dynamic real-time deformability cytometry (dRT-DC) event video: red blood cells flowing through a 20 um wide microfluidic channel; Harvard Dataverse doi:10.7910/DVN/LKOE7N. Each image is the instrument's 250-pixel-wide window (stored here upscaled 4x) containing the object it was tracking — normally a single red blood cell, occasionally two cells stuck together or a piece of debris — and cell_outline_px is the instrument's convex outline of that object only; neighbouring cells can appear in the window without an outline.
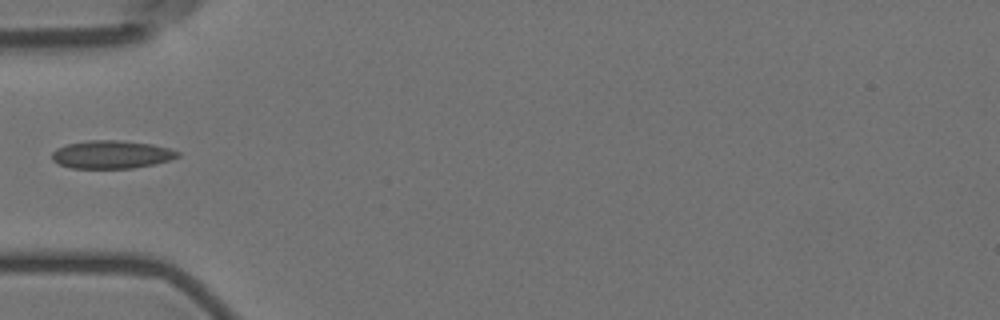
{"species": "Egyptian fruit bat (a non-hibernating species)", "species_latin": "Rousettus aegyptiacus", "temperature_condition": "room temperature", "stored_images_in_passage": 5, "camera_frame_rate_fps": 3000, "um_per_image_px": 0.085, "animal": {"sex": "female"}, "frame": {"image": 1, "passage_image": 5, "time_ms": 5.333, "image_size_px": [1000, 320], "cell_outline_px": [[180, 156], [168, 160], [152, 164], [132, 168], [72, 168], [60, 164], [52, 160], [52, 152], [56, 148], [68, 144], [88, 140], [120, 140], [152, 144], [168, 148], [180, 152]], "centroid_in_image_um": [9.46, 13.12], "position_along_channel_um": 75.5, "area_um2": 20.4}}